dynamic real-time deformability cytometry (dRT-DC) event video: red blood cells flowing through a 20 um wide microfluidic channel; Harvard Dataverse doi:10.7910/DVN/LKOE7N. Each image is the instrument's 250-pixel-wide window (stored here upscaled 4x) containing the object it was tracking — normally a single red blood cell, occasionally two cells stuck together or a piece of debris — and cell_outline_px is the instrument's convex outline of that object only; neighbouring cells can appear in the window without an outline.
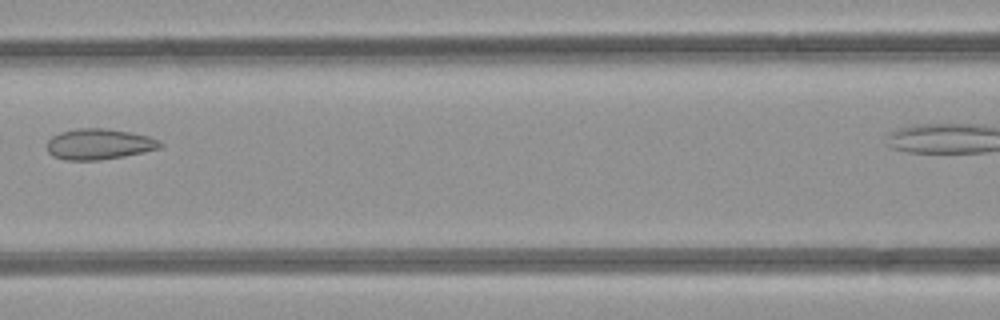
{"species": "common noctule bat (a hibernating species)", "species_latin": "Nyctalus noctula", "temperature_condition": "room temperature", "stored_images_in_passage": 6, "camera_frame_rate_fps": 3000, "um_per_image_px": 0.085, "animal": {"sex": "female", "body_mass_g": 21.9}, "frame": {"image": 1, "passage_image": 4, "time_ms": 3.667, "image_size_px": [1000, 320], "cell_outline_px": [[164, 144], [160, 148], [144, 152], [124, 156], [100, 160], [64, 160], [52, 156], [48, 152], [48, 140], [52, 136], [60, 132], [76, 128], [104, 128], [128, 132], [148, 136], [160, 140]], "centroid_in_image_um": [8.42, 12.25], "position_along_channel_um": 158.2, "area_um2": 20.35}}